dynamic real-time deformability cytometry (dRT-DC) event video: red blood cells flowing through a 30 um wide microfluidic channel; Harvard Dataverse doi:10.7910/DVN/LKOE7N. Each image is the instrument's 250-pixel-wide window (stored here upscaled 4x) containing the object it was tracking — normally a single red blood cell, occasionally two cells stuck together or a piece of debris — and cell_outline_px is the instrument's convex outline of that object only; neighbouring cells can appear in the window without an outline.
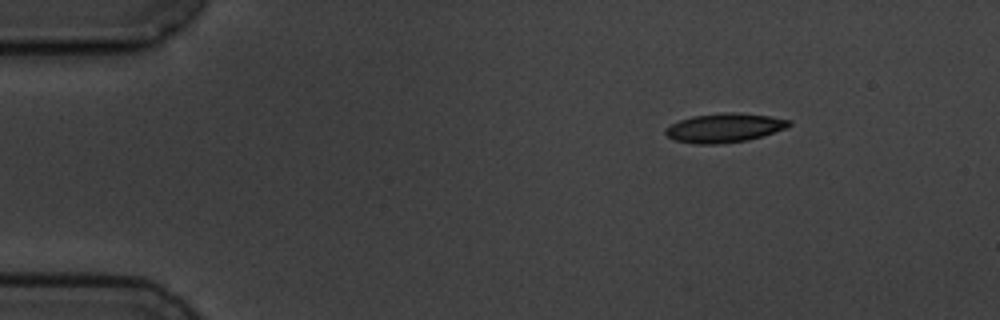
{"species": "common noctule bat (a hibernating species)", "species_latin": "Nyctalus noctula", "temperature_condition": "cold", "stored_images_in_passage": 3, "camera_frame_rate_fps": 3000, "um_per_image_px": 0.085, "animal": {"sex": "male", "body_mass_g": 19.5, "forearm_length_mm": 54.6}, "frame": {"image": 1, "passage_image": 1, "time_ms": 0.0, "image_size_px": [1000, 320], "cell_outline_px": [[792, 124], [788, 128], [748, 140], [716, 144], [696, 144], [676, 140], [668, 136], [664, 132], [664, 128], [680, 120], [692, 116], [724, 112], [732, 112], [768, 116], [792, 120]], "centroid_in_image_um": [61.59, 10.86], "position_along_channel_um": 23.4, "area_um2": 20.87}}